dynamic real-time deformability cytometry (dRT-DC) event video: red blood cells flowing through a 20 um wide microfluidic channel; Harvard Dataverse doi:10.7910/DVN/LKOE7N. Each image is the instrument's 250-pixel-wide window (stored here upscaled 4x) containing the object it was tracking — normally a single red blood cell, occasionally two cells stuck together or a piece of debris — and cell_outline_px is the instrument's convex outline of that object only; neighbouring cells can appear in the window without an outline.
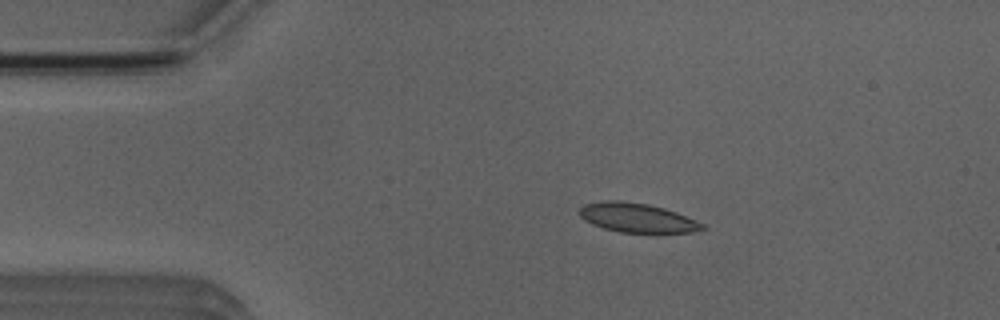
{"species": "Egyptian fruit bat (a non-hibernating species)", "species_latin": "Rousettus aegyptiacus", "temperature_condition": "room temperature", "stored_images_in_passage": 5, "camera_frame_rate_fps": 3000, "um_per_image_px": 0.085, "animal": {"sex": "male"}, "frame": {"image": 1, "passage_image": 2, "time_ms": 1.0, "image_size_px": [1000, 320], "cell_outline_px": [[708, 228], [692, 232], [656, 236], [620, 232], [604, 228], [592, 224], [584, 220], [580, 216], [580, 208], [584, 204], [600, 200], [620, 200], [648, 204], [664, 208], [676, 212], [696, 220], [704, 224]], "centroid_in_image_um": [54.22, 18.56], "position_along_channel_um": 30.8, "area_um2": 21.96}}